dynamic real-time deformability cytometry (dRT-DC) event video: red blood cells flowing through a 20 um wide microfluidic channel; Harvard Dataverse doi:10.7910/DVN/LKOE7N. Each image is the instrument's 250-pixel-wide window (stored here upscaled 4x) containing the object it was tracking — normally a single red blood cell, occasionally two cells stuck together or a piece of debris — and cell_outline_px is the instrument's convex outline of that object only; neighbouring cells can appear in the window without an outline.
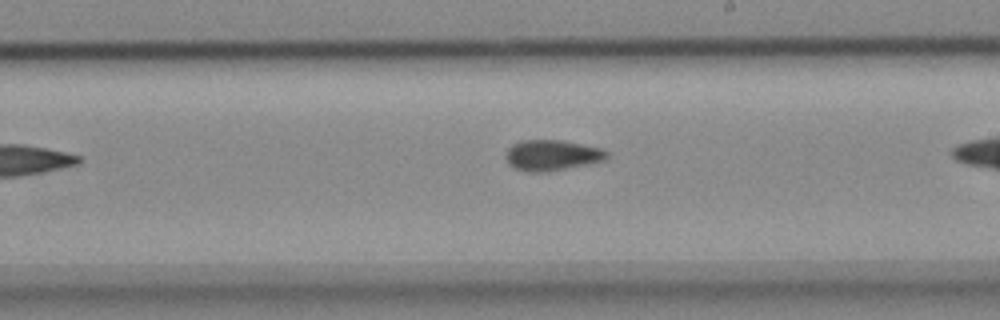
{"species": "common noctule bat (a hibernating species)", "species_latin": "Nyctalus noctula", "temperature_condition": "cold", "stored_images_in_passage": 9, "camera_frame_rate_fps": 3000, "um_per_image_px": 0.085, "animal": {"sex": "female", "body_mass_g": 18.4}, "frame": {"image": 1, "passage_image": 8, "time_ms": 2.333, "image_size_px": [1000, 320], "cell_outline_px": [[608, 156], [604, 160], [588, 164], [548, 172], [528, 172], [512, 168], [508, 164], [504, 156], [508, 148], [512, 144], [524, 140], [564, 140], [604, 148], [608, 152]], "centroid_in_image_um": [46.91, 13.2], "position_along_channel_um": 242.1, "area_um2": 18.44}}